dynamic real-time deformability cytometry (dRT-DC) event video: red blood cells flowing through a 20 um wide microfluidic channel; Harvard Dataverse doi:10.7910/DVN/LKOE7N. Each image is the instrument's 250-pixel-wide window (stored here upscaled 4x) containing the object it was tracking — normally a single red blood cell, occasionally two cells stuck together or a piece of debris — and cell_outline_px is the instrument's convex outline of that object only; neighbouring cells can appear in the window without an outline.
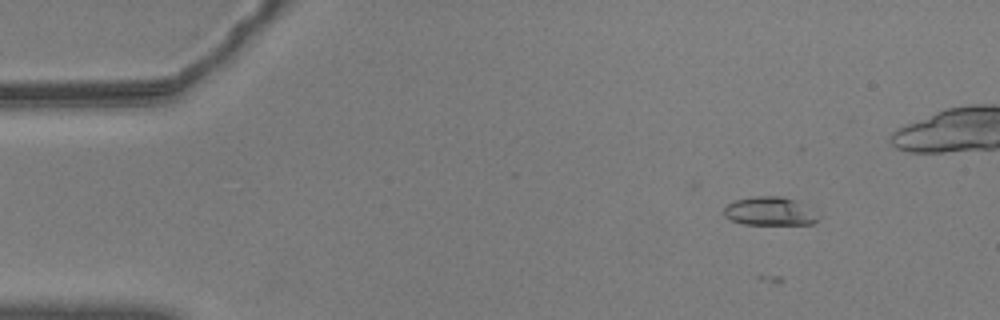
{"species": "common noctule bat (a hibernating species)", "species_latin": "Nyctalus noctula", "temperature_condition": "warm", "stored_images_in_passage": 22, "camera_frame_rate_fps": 3000, "um_per_image_px": 0.085, "animal": {"sex": "male", "body_mass_g": 20.5, "forearm_length_mm": 52.5}, "frame": {"image": 1, "passage_image": 9, "time_ms": 2.667, "image_size_px": [1000, 320], "cell_outline_px": [[820, 216], [812, 224], [744, 224], [732, 220], [724, 216], [724, 208], [728, 204], [736, 200], [756, 196], [784, 196], [796, 200]], "centroid_in_image_um": [65.42, 17.95], "position_along_channel_um": 19.6, "area_um2": 15.49}}